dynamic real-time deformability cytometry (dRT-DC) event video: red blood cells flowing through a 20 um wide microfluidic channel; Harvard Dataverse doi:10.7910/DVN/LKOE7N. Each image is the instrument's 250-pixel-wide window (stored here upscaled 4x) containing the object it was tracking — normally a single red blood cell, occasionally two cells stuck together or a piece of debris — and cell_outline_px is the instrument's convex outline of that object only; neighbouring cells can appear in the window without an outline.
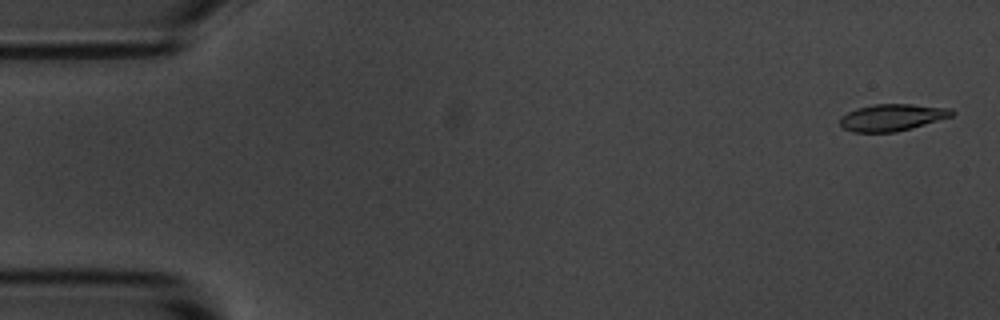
{"species": "common noctule bat (a hibernating species)", "species_latin": "Nyctalus noctula", "temperature_condition": "room temperature", "stored_images_in_passage": 6, "camera_frame_rate_fps": 3000, "um_per_image_px": 0.085, "animal": {"sex": "male", "body_mass_g": 20.1, "forearm_length_mm": 53.5}, "frame": {"image": 1, "passage_image": 1, "time_ms": 0.0, "image_size_px": [1000, 320], "cell_outline_px": [[956, 112], [952, 116], [912, 128], [896, 132], [852, 132], [844, 128], [840, 124], [840, 116], [856, 108], [872, 104], [912, 104], [952, 108]], "centroid_in_image_um": [75.84, 9.97], "position_along_channel_um": 9.2, "area_um2": 17.63}}